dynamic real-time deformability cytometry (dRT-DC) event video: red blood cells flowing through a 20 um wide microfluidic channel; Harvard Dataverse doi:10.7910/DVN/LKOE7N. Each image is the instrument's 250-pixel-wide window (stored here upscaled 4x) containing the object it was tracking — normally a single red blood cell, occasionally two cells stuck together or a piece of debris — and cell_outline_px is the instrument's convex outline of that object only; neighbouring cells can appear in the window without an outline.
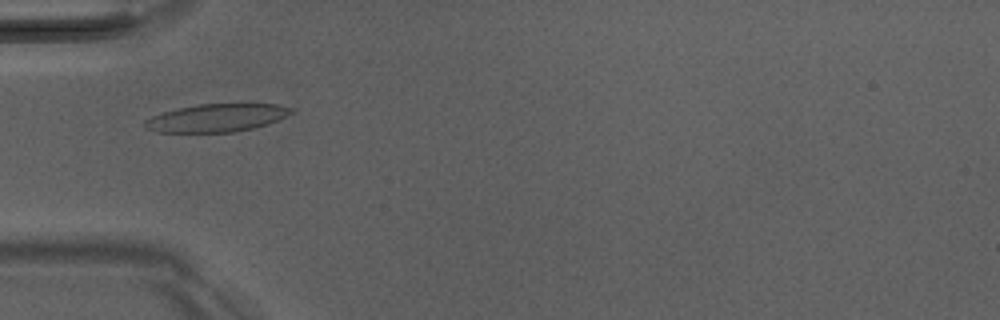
{"species": "Egyptian fruit bat (a non-hibernating species)", "species_latin": "Rousettus aegyptiacus", "temperature_condition": "room temperature", "stored_images_in_passage": 39, "camera_frame_rate_fps": 3000, "um_per_image_px": 0.085, "animal": {"sex": "male"}, "frame": {"image": 1, "passage_image": 5, "time_ms": 1.333, "image_size_px": [1000, 320], "cell_outline_px": [[292, 112], [288, 116], [268, 124], [252, 128], [232, 132], [160, 132], [144, 128], [144, 120], [152, 116], [164, 112], [180, 108], [200, 104], [276, 104], [292, 108]], "centroid_in_image_um": [18.42, 10.02], "position_along_channel_um": 66.6, "area_um2": 23.58}}
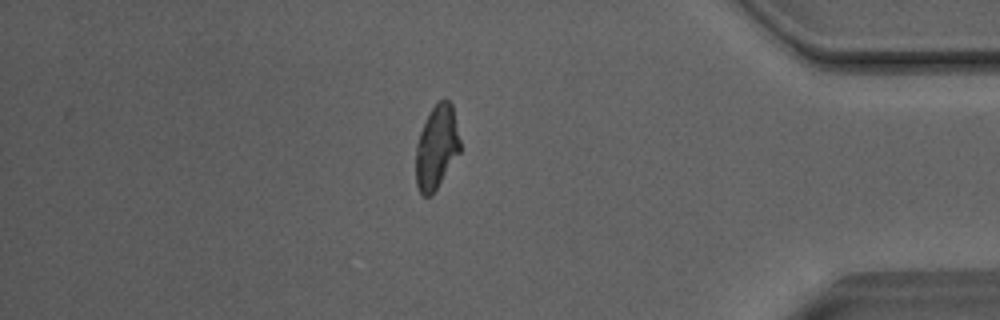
{"frame": {"image": 2, "passage_image": 32, "time_ms": 10.333, "image_size_px": [1000, 320], "cell_outline_px": [[460, 152], [432, 196], [424, 196], [420, 192], [416, 184], [416, 144], [420, 132], [432, 108], [444, 96], [452, 104], [460, 140]], "centroid_in_image_um": [37.11, 12.52], "position_along_channel_um": 398.1, "area_um2": 21.5}}
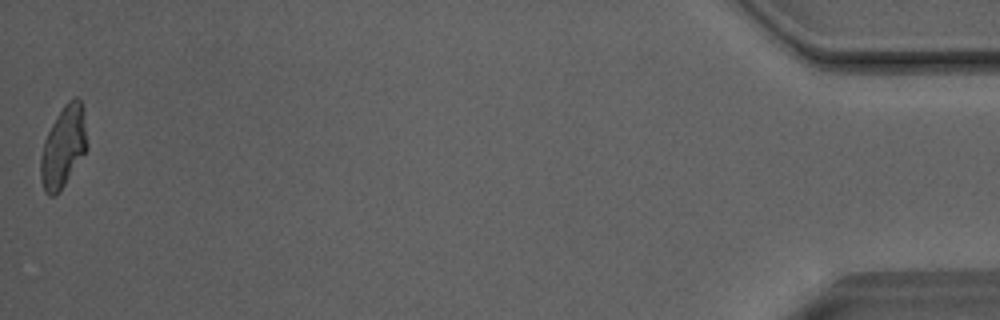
{"frame": {"image": 3, "passage_image": 39, "time_ms": 12.667, "image_size_px": [1000, 320], "cell_outline_px": [[88, 148], [64, 184], [52, 196], [48, 196], [44, 192], [40, 180], [40, 156], [44, 140], [56, 116], [64, 104], [68, 100], [76, 96], [80, 100], [84, 108], [88, 144]], "centroid_in_image_um": [5.39, 12.43], "position_along_channel_um": 429.8, "area_um2": 22.08}, "authors_computed_cell_mechanics": {"area_um2": 22.3108, "velocity_mm_per_s": 4.0652, "shape_relaxation_time_tau1_ms": 7.0463, "shape_relaxation_time_tau2_ms": 2.0394, "deformation_change_tau1": 0.2266, "deformation_change_tau2": 0.1067}}